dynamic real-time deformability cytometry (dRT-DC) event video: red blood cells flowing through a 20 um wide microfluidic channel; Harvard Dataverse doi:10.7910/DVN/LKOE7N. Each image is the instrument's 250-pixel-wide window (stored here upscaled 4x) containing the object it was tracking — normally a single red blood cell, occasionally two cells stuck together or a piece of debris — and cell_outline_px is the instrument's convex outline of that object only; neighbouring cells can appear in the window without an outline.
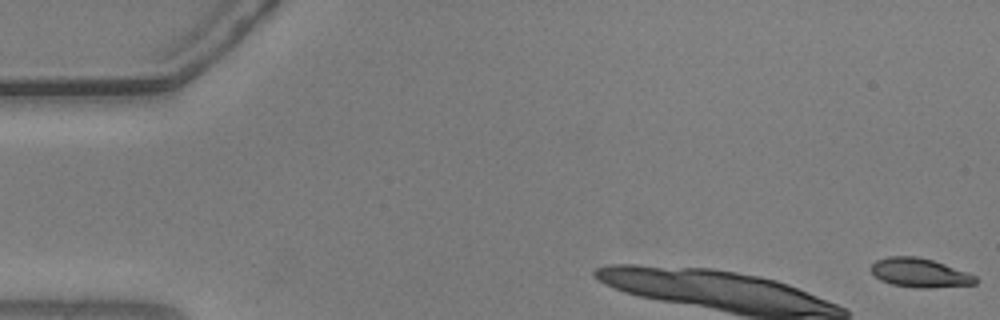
{"species": "common noctule bat (a hibernating species)", "species_latin": "Nyctalus noctula", "temperature_condition": "warm", "stored_images_in_passage": 48, "camera_frame_rate_fps": 3000, "um_per_image_px": 0.085, "animal": {"sex": "male", "body_mass_g": 20.5, "forearm_length_mm": 52.5}, "frame": {"image": 1, "passage_image": 1, "time_ms": 0.0, "image_size_px": [1000, 320], "cell_outline_px": [[976, 284], [928, 288], [916, 288], [892, 284], [880, 280], [868, 268], [876, 260], [888, 256], [916, 256], [932, 260], [944, 264], [976, 276]], "centroid_in_image_um": [78.13, 23.18], "position_along_channel_um": 6.9, "area_um2": 17.57}}
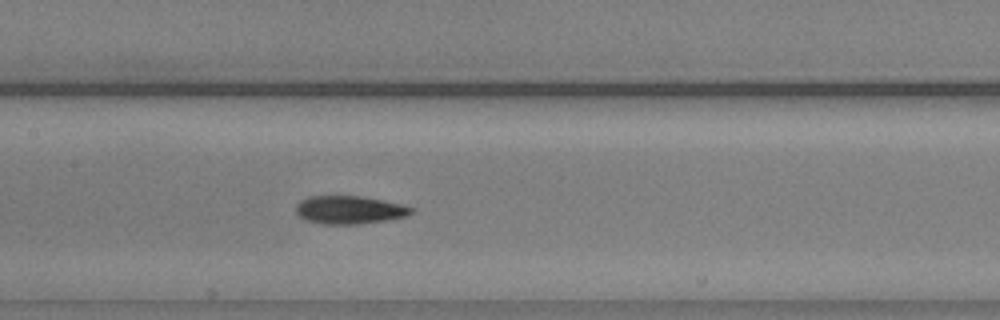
{"frame": {"image": 2, "passage_image": 27, "time_ms": 8.667, "image_size_px": [1000, 320], "cell_outline_px": [[412, 212], [404, 216], [384, 220], [360, 224], [320, 224], [304, 220], [296, 212], [296, 204], [300, 200], [308, 196], [360, 196], [384, 200], [404, 204], [412, 208]], "centroid_in_image_um": [29.65, 17.83], "position_along_channel_um": 177.8, "area_um2": 18.9}}
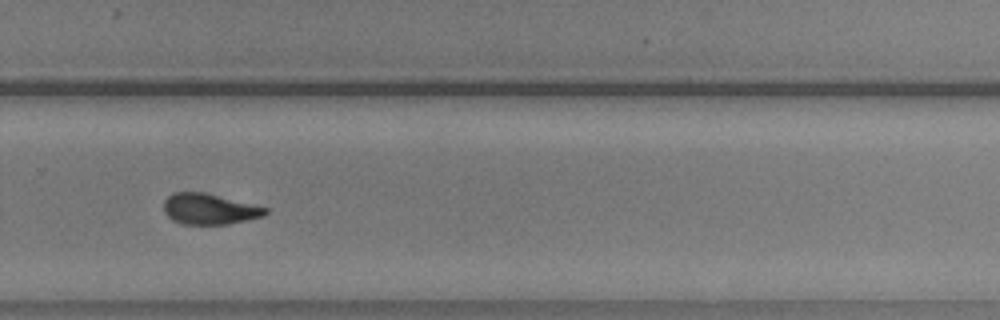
{"frame": {"image": 3, "passage_image": 38, "time_ms": 12.333, "image_size_px": [1000, 320], "cell_outline_px": [[268, 212], [264, 216], [228, 224], [184, 224], [172, 220], [164, 212], [164, 200], [172, 192], [204, 192], [268, 208]], "centroid_in_image_um": [17.78, 17.76], "position_along_channel_um": 312.0, "area_um2": 18.15}, "authors_computed_cell_mechanics": {"area_um2": 18.9295, "velocity_mm_per_s": 3.6782, "shape_relaxation_time_tau1_ms": 4.8607, "shape_relaxation_time_tau2_ms": 3.0718, "deformation_change_tau1": 0.1561, "deformation_change_tau2": 0.1049}}